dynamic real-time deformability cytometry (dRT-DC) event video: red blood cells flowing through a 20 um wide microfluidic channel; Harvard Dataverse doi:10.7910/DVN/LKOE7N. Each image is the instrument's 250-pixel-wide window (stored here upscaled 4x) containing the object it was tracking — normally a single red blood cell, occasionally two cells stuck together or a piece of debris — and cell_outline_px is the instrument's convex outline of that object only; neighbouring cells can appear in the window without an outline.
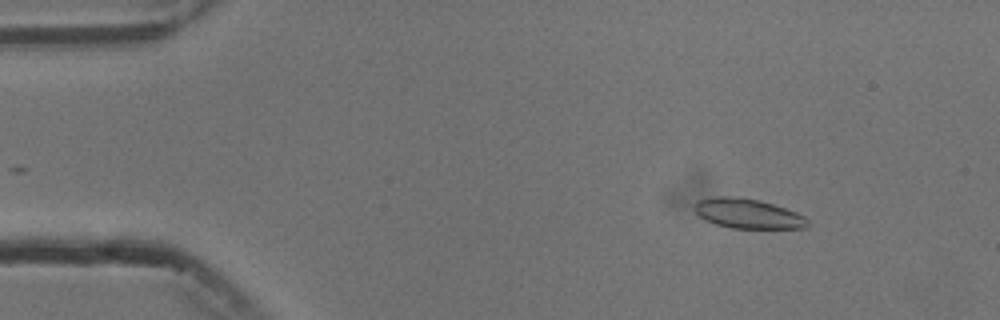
{"species": "common noctule bat (a hibernating species)", "species_latin": "Nyctalus noctula", "temperature_condition": "cold", "stored_images_in_passage": 6, "camera_frame_rate_fps": 3000, "um_per_image_px": 0.085, "animal": {"sex": "male", "body_mass_g": 13.3}, "frame": {"image": 1, "passage_image": 2, "time_ms": 2.0, "image_size_px": [1000, 320], "cell_outline_px": [[808, 224], [804, 228], [732, 228], [716, 224], [700, 216], [692, 208], [696, 200], [712, 196], [736, 196], [760, 200], [796, 212], [804, 216], [808, 220]], "centroid_in_image_um": [63.52, 18.13], "position_along_channel_um": 21.5, "area_um2": 19.59}}
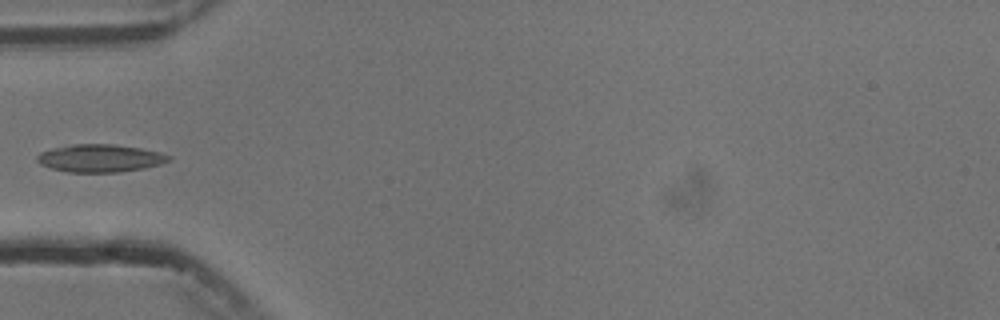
{"frame": {"image": 2, "passage_image": 5, "time_ms": 5.667, "image_size_px": [1000, 320], "cell_outline_px": [[172, 160], [160, 164], [144, 168], [120, 172], [68, 172], [52, 168], [40, 164], [36, 160], [36, 156], [40, 152], [52, 148], [72, 144], [112, 144], [140, 148], [160, 152], [172, 156]], "centroid_in_image_um": [8.51, 13.44], "position_along_channel_um": 76.5, "area_um2": 21.33}}
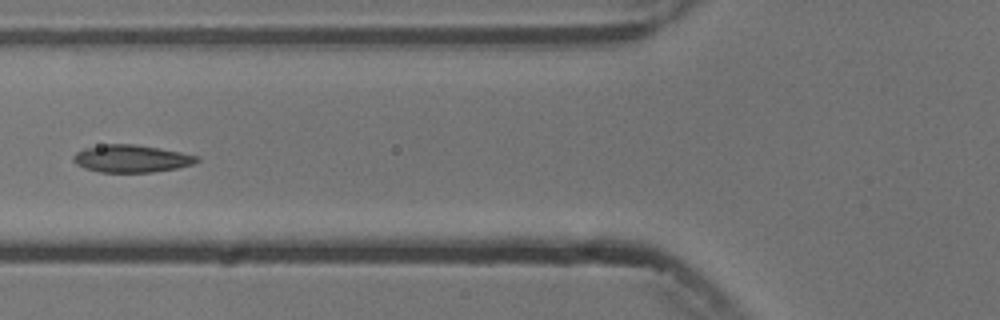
{"frame": {"image": 3, "passage_image": 6, "time_ms": 6.667, "image_size_px": [1000, 320], "cell_outline_px": [[200, 160], [192, 164], [176, 168], [152, 172], [100, 172], [84, 168], [76, 164], [72, 160], [72, 156], [76, 152], [84, 148], [108, 144], [136, 144], [160, 148], [200, 156]], "centroid_in_image_um": [11.16, 13.48], "position_along_channel_um": 114.6, "area_um2": 19.77}}